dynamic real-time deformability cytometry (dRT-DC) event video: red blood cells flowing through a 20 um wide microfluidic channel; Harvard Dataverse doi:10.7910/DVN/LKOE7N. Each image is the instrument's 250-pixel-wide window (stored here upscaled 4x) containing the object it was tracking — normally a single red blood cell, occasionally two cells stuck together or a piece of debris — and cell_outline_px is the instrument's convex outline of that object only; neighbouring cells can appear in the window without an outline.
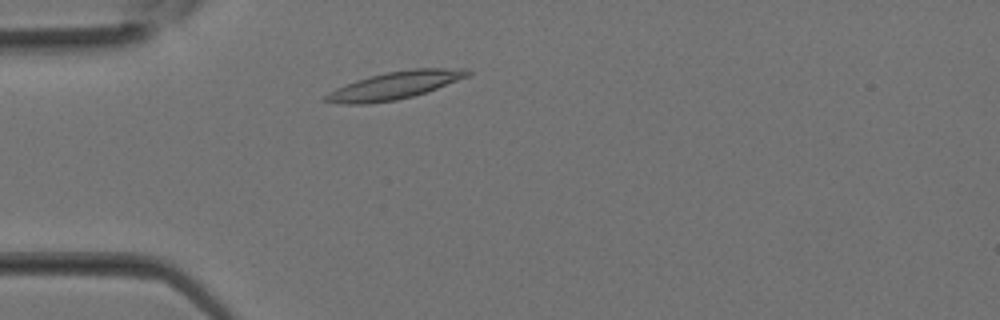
{"species": "Egyptian fruit bat (a non-hibernating species)", "species_latin": "Rousettus aegyptiacus", "temperature_condition": "room temperature", "stored_images_in_passage": 27, "camera_frame_rate_fps": 3000, "um_per_image_px": 0.085, "animal": {"sex": "female"}, "frame": {"image": 1, "passage_image": 4, "time_ms": 1.0, "image_size_px": [1000, 320], "cell_outline_px": [[472, 72], [468, 76], [436, 88], [412, 96], [396, 100], [364, 104], [340, 104], [324, 100], [324, 96], [328, 92], [336, 88], [356, 80], [388, 72], [412, 68], [468, 68]], "centroid_in_image_um": [33.55, 7.25], "position_along_channel_um": 51.5, "area_um2": 22.48}}
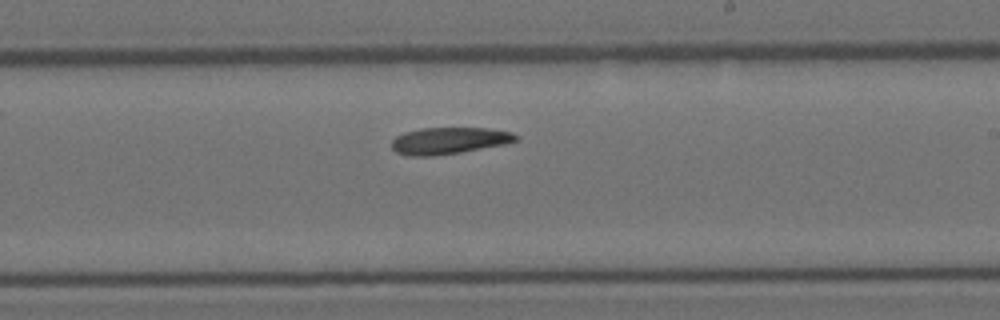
{"frame": {"image": 2, "passage_image": 14, "time_ms": 4.333, "image_size_px": [1000, 320], "cell_outline_px": [[520, 136], [516, 140], [504, 144], [460, 152], [432, 156], [408, 156], [396, 152], [392, 148], [392, 140], [396, 136], [404, 132], [420, 128], [488, 128], [512, 132]], "centroid_in_image_um": [38.14, 11.95], "position_along_channel_um": 250.9, "area_um2": 19.31}}
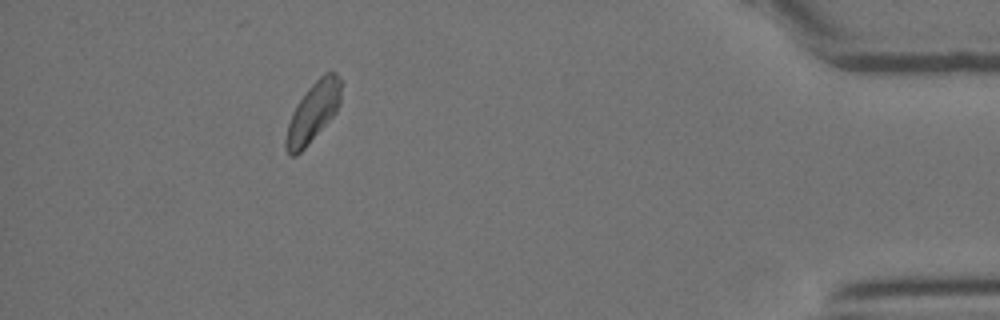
{"frame": {"image": 3, "passage_image": 24, "time_ms": 7.667, "image_size_px": [1000, 320], "cell_outline_px": [[340, 104], [336, 112], [304, 148], [296, 156], [288, 156], [284, 148], [284, 140], [288, 124], [292, 112], [308, 88], [324, 72], [336, 72], [340, 76]], "centroid_in_image_um": [26.58, 9.55], "position_along_channel_um": 408.6, "area_um2": 18.96}}